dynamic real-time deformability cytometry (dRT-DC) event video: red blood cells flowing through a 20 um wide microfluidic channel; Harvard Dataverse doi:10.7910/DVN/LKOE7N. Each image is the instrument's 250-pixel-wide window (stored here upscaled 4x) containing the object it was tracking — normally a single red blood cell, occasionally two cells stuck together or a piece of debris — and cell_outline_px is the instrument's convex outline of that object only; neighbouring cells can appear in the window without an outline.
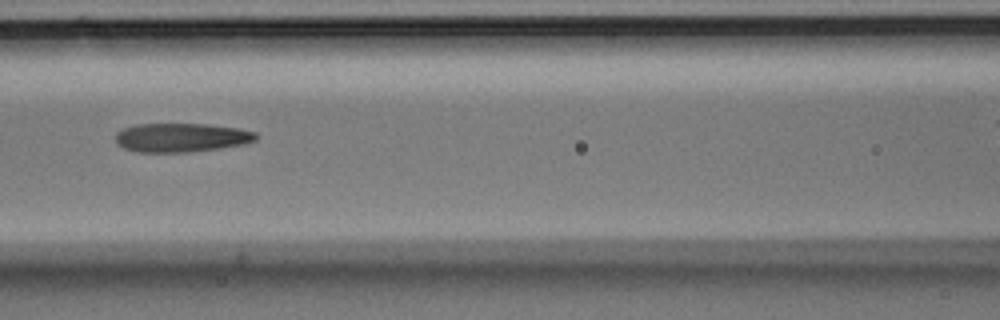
{"species": "Egyptian fruit bat (a non-hibernating species)", "species_latin": "Rousettus aegyptiacus", "temperature_condition": "room temperature", "stored_images_in_passage": 7, "camera_frame_rate_fps": 3000, "um_per_image_px": 0.085, "animal": {"sex": "male"}, "frame": {"image": 1, "passage_image": 5, "time_ms": 1.333, "image_size_px": [1000, 320], "cell_outline_px": [[256, 140], [244, 144], [220, 148], [188, 152], [140, 152], [124, 148], [116, 144], [116, 132], [124, 128], [136, 124], [208, 124], [240, 128], [256, 132]], "centroid_in_image_um": [15.41, 11.69], "position_along_channel_um": 151.2, "area_um2": 23.7}}
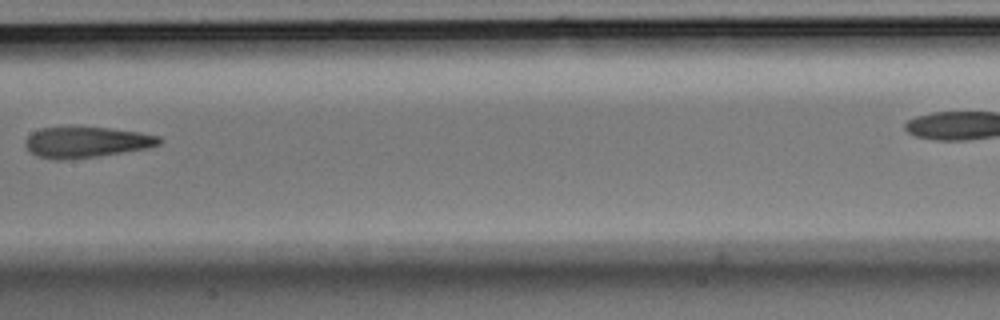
{"frame": {"image": 2, "passage_image": 6, "time_ms": 1.667, "image_size_px": [1000, 320], "cell_outline_px": [[164, 140], [160, 144], [148, 148], [100, 156], [60, 160], [56, 160], [36, 156], [24, 144], [28, 136], [32, 132], [40, 128], [108, 128], [140, 132], [160, 136]], "centroid_in_image_um": [7.38, 12.1], "position_along_channel_um": 200.0, "area_um2": 23.87}}
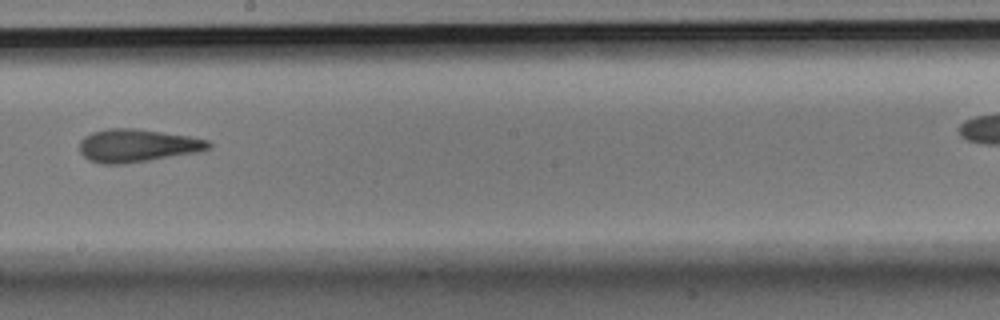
{"frame": {"image": 3, "passage_image": 7, "time_ms": 2.0, "image_size_px": [1000, 320], "cell_outline_px": [[212, 144], [208, 148], [196, 152], [124, 164], [100, 164], [88, 160], [80, 152], [80, 140], [84, 136], [92, 132], [108, 128], [132, 128], [188, 136], [208, 140]], "centroid_in_image_um": [11.6, 12.37], "position_along_channel_um": 236.6, "area_um2": 24.51}}